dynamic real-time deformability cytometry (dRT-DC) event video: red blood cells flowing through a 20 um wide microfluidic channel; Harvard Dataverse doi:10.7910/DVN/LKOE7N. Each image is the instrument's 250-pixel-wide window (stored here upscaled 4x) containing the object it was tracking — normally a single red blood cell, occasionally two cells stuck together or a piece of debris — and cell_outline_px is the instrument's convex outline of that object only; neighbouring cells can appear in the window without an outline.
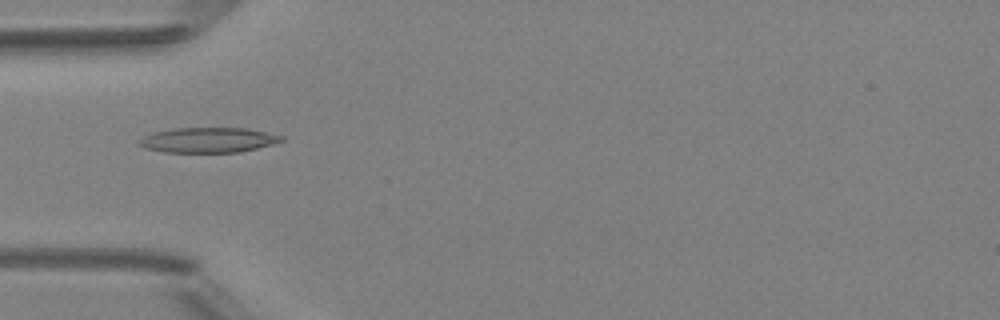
{"species": "Egyptian fruit bat (a non-hibernating species)", "species_latin": "Rousettus aegyptiacus", "temperature_condition": "room temperature", "stored_images_in_passage": 6, "camera_frame_rate_fps": 3000, "um_per_image_px": 0.085, "animal": {"sex": "female"}, "frame": {"image": 1, "passage_image": 5, "time_ms": 4.667, "image_size_px": [1000, 320], "cell_outline_px": [[284, 140], [272, 144], [240, 152], [164, 152], [144, 148], [136, 144], [136, 140], [152, 132], [172, 128], [248, 128], [284, 136]], "centroid_in_image_um": [17.64, 11.9], "position_along_channel_um": 67.4, "area_um2": 20.98}}
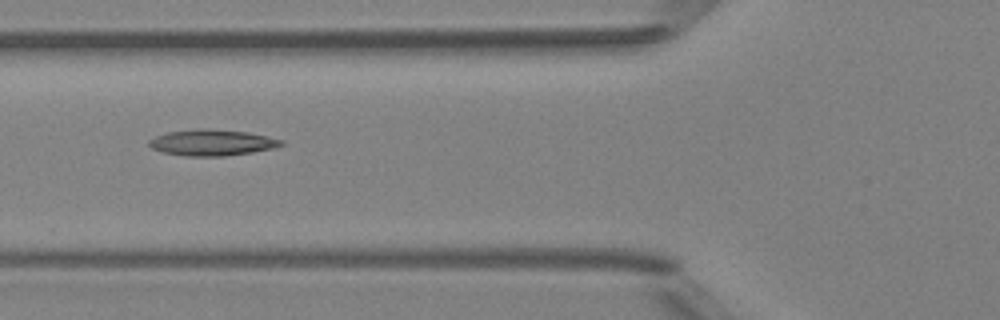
{"frame": {"image": 2, "passage_image": 6, "time_ms": 5.667, "image_size_px": [1000, 320], "cell_outline_px": [[284, 144], [272, 148], [252, 152], [224, 156], [184, 156], [164, 152], [152, 148], [148, 144], [148, 140], [156, 136], [168, 132], [196, 128], [204, 128], [248, 132], [268, 136], [284, 140]], "centroid_in_image_um": [18.02, 12.11], "position_along_channel_um": 107.8, "area_um2": 20.11}}